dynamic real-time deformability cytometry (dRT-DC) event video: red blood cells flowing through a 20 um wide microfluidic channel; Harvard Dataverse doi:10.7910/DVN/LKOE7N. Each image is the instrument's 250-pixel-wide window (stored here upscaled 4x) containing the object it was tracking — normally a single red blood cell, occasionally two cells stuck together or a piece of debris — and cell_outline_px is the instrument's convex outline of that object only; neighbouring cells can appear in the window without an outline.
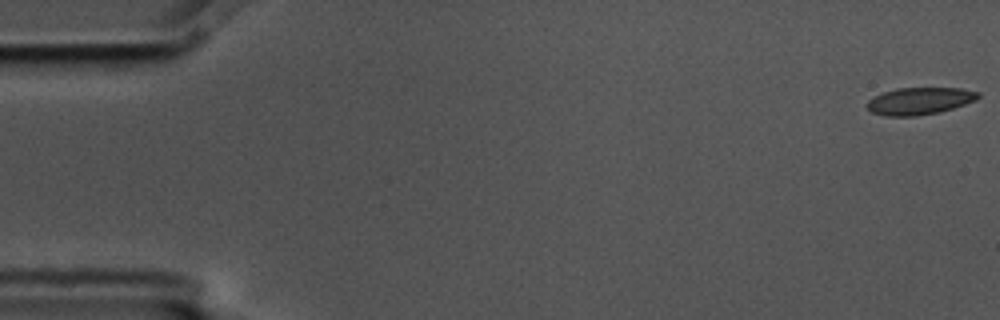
{"species": "common noctule bat (a hibernating species)", "species_latin": "Nyctalus noctula", "temperature_condition": "cold", "stored_images_in_passage": 5, "segment_of_instrument_passage": [2, 2], "camera_frame_rate_fps": 3000, "um_per_image_px": 0.085, "animal": {"sex": "male", "body_mass_g": 17.5, "forearm_length_mm": 52.3}, "frame": {"image": 1, "passage_image": 5, "time_ms": 1.333, "image_size_px": [1000, 320], "cell_outline_px": [[980, 96], [976, 100], [940, 112], [916, 116], [884, 116], [872, 112], [864, 104], [868, 100], [884, 92], [896, 88], [960, 88], [980, 92]], "centroid_in_image_um": [78.15, 8.58], "position_along_channel_um": 6.8, "area_um2": 17.57}}